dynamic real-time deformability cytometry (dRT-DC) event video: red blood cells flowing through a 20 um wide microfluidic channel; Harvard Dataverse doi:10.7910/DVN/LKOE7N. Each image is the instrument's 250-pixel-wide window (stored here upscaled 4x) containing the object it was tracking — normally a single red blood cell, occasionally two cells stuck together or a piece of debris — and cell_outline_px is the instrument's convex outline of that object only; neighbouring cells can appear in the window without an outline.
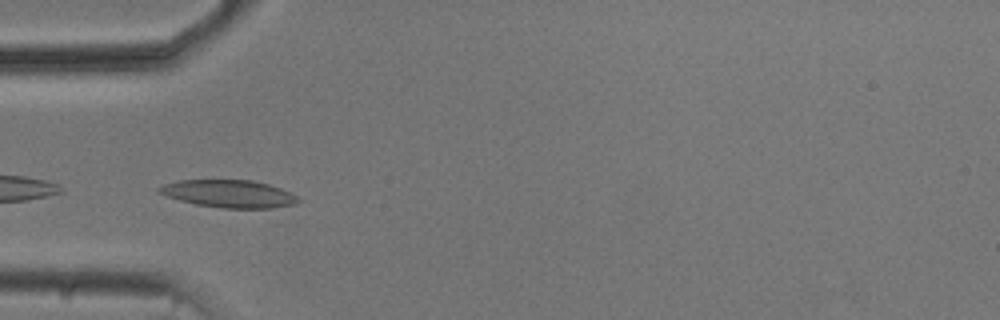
{"species": "common noctule bat (a hibernating species)", "species_latin": "Nyctalus noctula", "temperature_condition": "cold", "stored_images_in_passage": 9, "camera_frame_rate_fps": 3000, "um_per_image_px": 0.085, "animal": {"sex": "male", "body_mass_g": 20.5, "forearm_length_mm": 52.5}, "frame": {"image": 1, "passage_image": 7, "time_ms": 2.0, "image_size_px": [1000, 320], "cell_outline_px": [[300, 200], [296, 204], [272, 208], [224, 208], [196, 204], [180, 200], [156, 192], [156, 188], [164, 184], [176, 180], [252, 180], [268, 184], [292, 192]], "centroid_in_image_um": [19.46, 16.46], "position_along_channel_um": 65.5, "area_um2": 22.37}}